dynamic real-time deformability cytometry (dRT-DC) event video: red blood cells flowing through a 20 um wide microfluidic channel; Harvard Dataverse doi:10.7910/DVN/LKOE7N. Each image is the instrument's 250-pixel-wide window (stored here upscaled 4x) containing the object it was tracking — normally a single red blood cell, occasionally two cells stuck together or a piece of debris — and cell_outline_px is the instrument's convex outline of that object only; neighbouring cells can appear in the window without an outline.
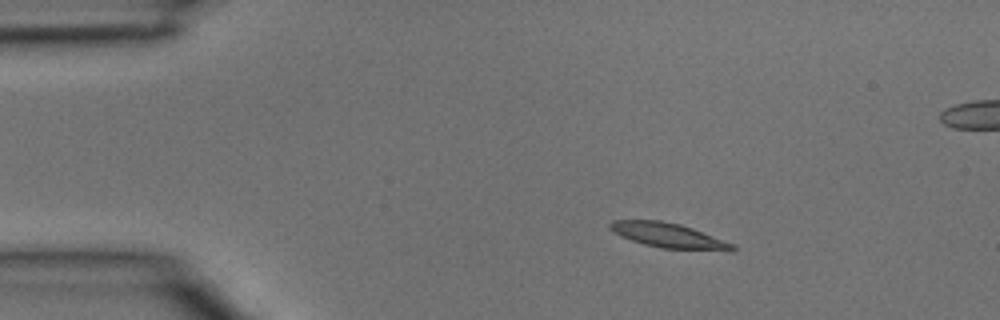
{"species": "common noctule bat (a hibernating species)", "species_latin": "Nyctalus noctula", "temperature_condition": "room temperature", "stored_images_in_passage": 3, "segment_of_instrument_passage": [1, 2], "camera_frame_rate_fps": 3000, "um_per_image_px": 0.085, "animal": {"sex": "male", "body_mass_g": 15.6}, "frame": {"image": 1, "passage_image": 1, "time_ms": 0.0, "image_size_px": [1000, 320], "cell_outline_px": [[736, 248], [732, 252], [660, 248], [644, 244], [620, 236], [608, 228], [608, 224], [612, 220], [660, 220], [680, 224], [692, 228], [736, 244]], "centroid_in_image_um": [56.88, 20.03], "position_along_channel_um": 28.1, "area_um2": 18.03}}